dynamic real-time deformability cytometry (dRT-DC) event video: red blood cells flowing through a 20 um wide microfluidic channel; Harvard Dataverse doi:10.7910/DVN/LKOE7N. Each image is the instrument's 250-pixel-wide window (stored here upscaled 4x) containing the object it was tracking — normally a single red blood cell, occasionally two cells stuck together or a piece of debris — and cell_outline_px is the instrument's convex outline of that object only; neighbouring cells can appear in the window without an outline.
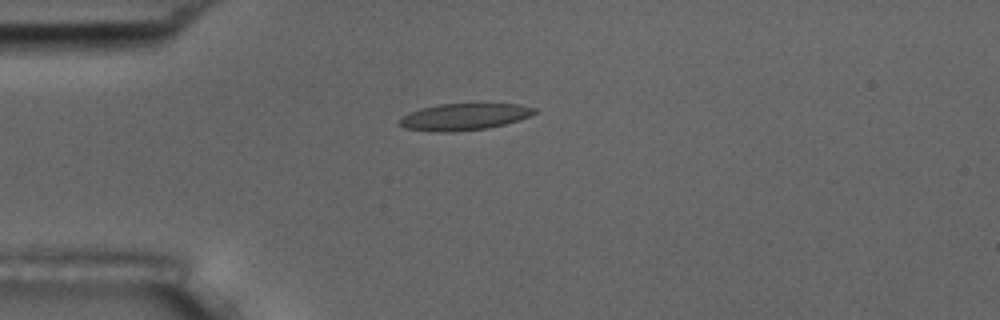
{"species": "common noctule bat (a hibernating species)", "species_latin": "Nyctalus noctula", "temperature_condition": "room temperature", "stored_images_in_passage": 14, "camera_frame_rate_fps": 3000, "um_per_image_px": 0.085, "animal": {"sex": "male", "body_mass_g": 17.5, "forearm_length_mm": 52.3}, "frame": {"image": 1, "passage_image": 3, "time_ms": 3.333, "image_size_px": [1000, 320], "cell_outline_px": [[536, 112], [520, 120], [488, 128], [452, 132], [436, 132], [404, 128], [400, 124], [400, 120], [408, 112], [420, 108], [440, 104], [480, 100], [520, 104], [536, 108]], "centroid_in_image_um": [39.52, 9.86], "position_along_channel_um": 45.5, "area_um2": 22.08}}
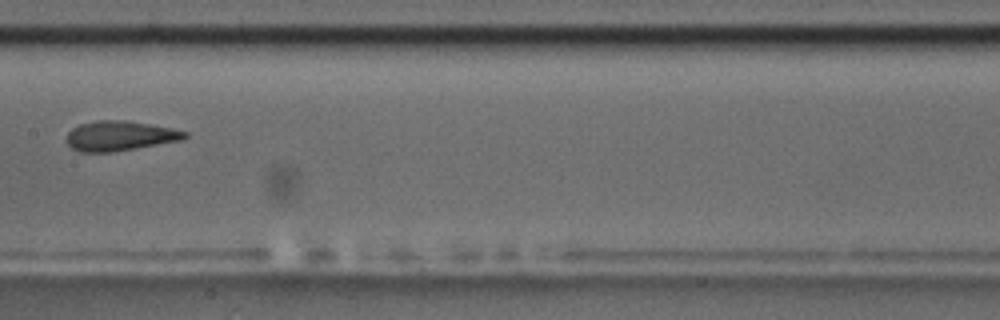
{"frame": {"image": 2, "passage_image": 7, "time_ms": 8.0, "image_size_px": [1000, 320], "cell_outline_px": [[188, 136], [184, 140], [112, 152], [80, 152], [72, 148], [68, 144], [68, 132], [72, 128], [80, 124], [100, 120], [124, 120], [172, 128], [188, 132]], "centroid_in_image_um": [10.22, 11.55], "position_along_channel_um": 197.2, "area_um2": 20.46}}
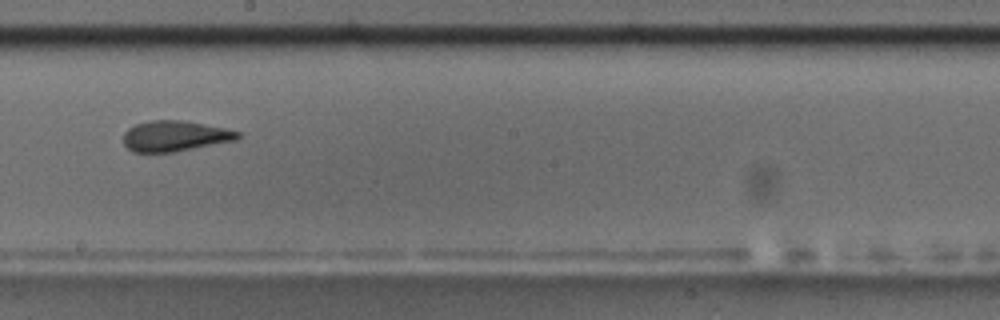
{"frame": {"image": 3, "passage_image": 8, "time_ms": 9.0, "image_size_px": [1000, 320], "cell_outline_px": [[240, 136], [236, 140], [172, 152], [132, 152], [124, 144], [124, 132], [128, 128], [136, 124], [152, 120], [184, 120], [224, 128], [240, 132]], "centroid_in_image_um": [14.84, 11.56], "position_along_channel_um": 233.4, "area_um2": 20.23}, "authors_computed_cell_mechanics": {"area_um2": 20.5768, "velocity_mm_per_s": 3.6298, "shape_relaxation_time_tau1_ms": 2.6344, "shape_relaxation_time_tau2_ms": 1.0295, "deformation_change_tau1": 0.1276, "deformation_change_tau2": 0.0837}}